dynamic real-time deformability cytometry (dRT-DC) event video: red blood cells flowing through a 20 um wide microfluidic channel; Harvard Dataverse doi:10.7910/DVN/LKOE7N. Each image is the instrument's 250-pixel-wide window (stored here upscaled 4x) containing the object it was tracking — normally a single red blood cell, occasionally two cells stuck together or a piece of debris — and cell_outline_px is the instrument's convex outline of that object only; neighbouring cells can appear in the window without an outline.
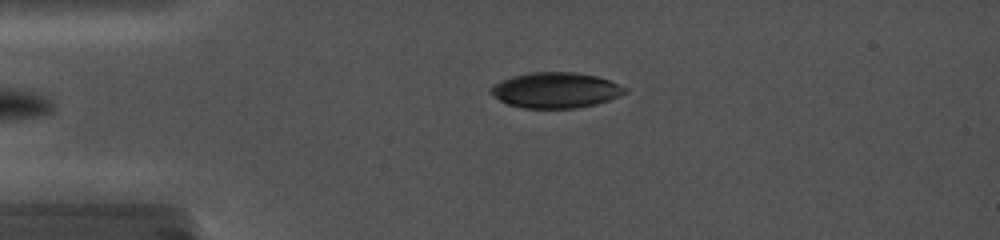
{"species": "common noctule bat (a hibernating species)", "species_latin": "Nyctalus noctula", "temperature_condition": "cold", "stored_images_in_passage": 29, "camera_frame_rate_fps": 5000, "um_per_image_px": 0.085, "animal": {"sex": "female", "body_mass_g": 19.0, "forearm_length_mm": 56.7}, "frame": {"image": 1, "passage_image": 7, "time_ms": 1.0, "image_size_px": [1000, 240], "cell_outline_px": [[628, 92], [620, 96], [596, 104], [576, 108], [520, 108], [508, 104], [492, 96], [488, 92], [488, 88], [492, 84], [512, 76], [532, 72], [576, 72], [596, 76], [608, 80], [628, 88]], "centroid_in_image_um": [47.2, 7.67], "position_along_channel_um": 37.8, "area_um2": 28.03}}
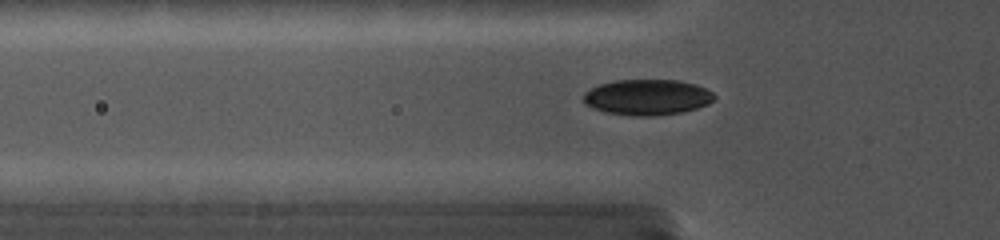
{"frame": {"image": 2, "passage_image": 17, "time_ms": 2.8, "image_size_px": [1000, 240], "cell_outline_px": [[716, 96], [708, 104], [696, 108], [680, 112], [652, 116], [632, 116], [604, 112], [592, 108], [584, 104], [584, 92], [600, 84], [612, 80], [680, 80], [696, 84], [712, 92]], "centroid_in_image_um": [54.99, 8.26], "position_along_channel_um": 70.8, "area_um2": 27.28}}